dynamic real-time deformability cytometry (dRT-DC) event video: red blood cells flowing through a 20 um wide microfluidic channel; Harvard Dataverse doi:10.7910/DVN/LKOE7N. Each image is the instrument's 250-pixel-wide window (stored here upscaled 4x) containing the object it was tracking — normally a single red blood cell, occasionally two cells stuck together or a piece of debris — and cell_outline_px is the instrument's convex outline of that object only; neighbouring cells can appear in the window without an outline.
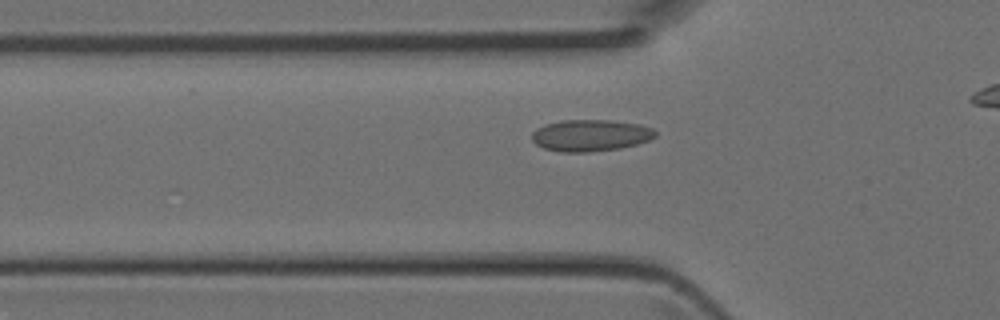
{"species": "Egyptian fruit bat (a non-hibernating species)", "species_latin": "Rousettus aegyptiacus", "temperature_condition": "room temperature", "stored_images_in_passage": 24, "camera_frame_rate_fps": 3000, "um_per_image_px": 0.085, "animal": {"sex": "female"}, "frame": {"image": 1, "passage_image": 2, "time_ms": 0.333, "image_size_px": [1000, 320], "cell_outline_px": [[656, 136], [648, 140], [636, 144], [620, 148], [588, 152], [560, 152], [544, 148], [536, 144], [532, 140], [532, 132], [536, 128], [544, 124], [560, 120], [608, 120], [640, 124], [652, 128], [656, 132]], "centroid_in_image_um": [50.16, 11.5], "position_along_channel_um": 75.6, "area_um2": 22.83}}
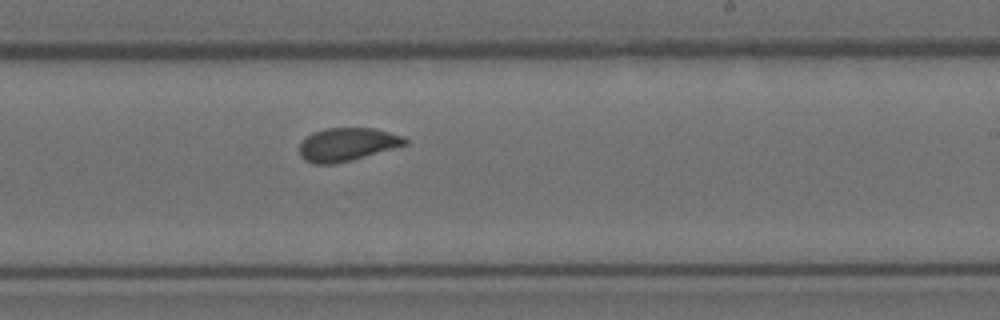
{"frame": {"image": 2, "passage_image": 14, "time_ms": 4.333, "image_size_px": [1000, 320], "cell_outline_px": [[408, 144], [352, 160], [332, 164], [312, 164], [304, 160], [300, 156], [300, 144], [312, 132], [324, 128], [372, 128], [388, 132], [400, 136], [408, 140]], "centroid_in_image_um": [29.47, 12.28], "position_along_channel_um": 259.5, "area_um2": 20.29}}
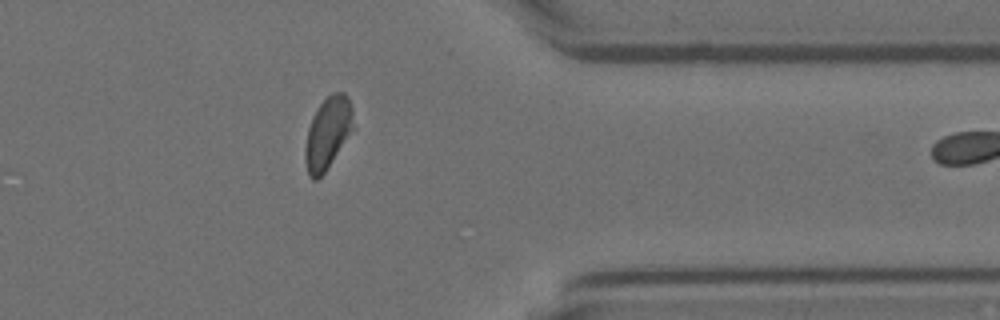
{"frame": {"image": 3, "passage_image": 23, "time_ms": 7.333, "image_size_px": [1000, 320], "cell_outline_px": [[356, 128], [324, 172], [316, 180], [312, 180], [308, 176], [304, 160], [304, 148], [308, 128], [312, 116], [320, 104], [332, 92], [344, 92], [348, 96], [352, 108]], "centroid_in_image_um": [27.88, 11.31], "position_along_channel_um": 383.5, "area_um2": 20.63}}